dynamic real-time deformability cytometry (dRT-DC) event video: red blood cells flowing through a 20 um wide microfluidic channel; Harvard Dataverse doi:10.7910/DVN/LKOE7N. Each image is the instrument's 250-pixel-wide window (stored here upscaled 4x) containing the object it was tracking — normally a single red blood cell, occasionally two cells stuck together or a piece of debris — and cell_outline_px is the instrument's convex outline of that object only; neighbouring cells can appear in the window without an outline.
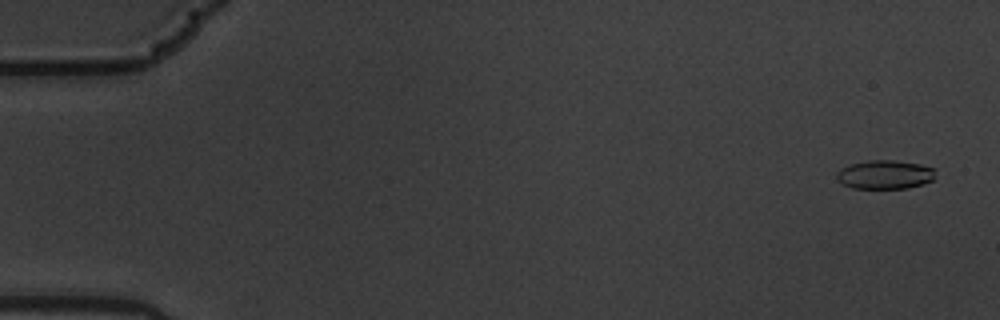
{"species": "common noctule bat (a hibernating species)", "species_latin": "Nyctalus noctula", "temperature_condition": "warm", "stored_images_in_passage": 59, "camera_frame_rate_fps": 3000, "um_per_image_px": 0.085, "animal": {"sex": "male", "body_mass_g": 19.5, "forearm_length_mm": 54.6}, "frame": {"image": 1, "passage_image": 3, "time_ms": 0.667, "image_size_px": [1000, 320], "cell_outline_px": [[936, 168], [932, 180], [908, 188], [852, 188], [844, 184], [836, 176], [836, 172], [840, 168], [848, 164], [868, 160], [892, 160], [920, 164]], "centroid_in_image_um": [75.2, 14.82], "position_along_channel_um": 9.8, "area_um2": 16.53}}
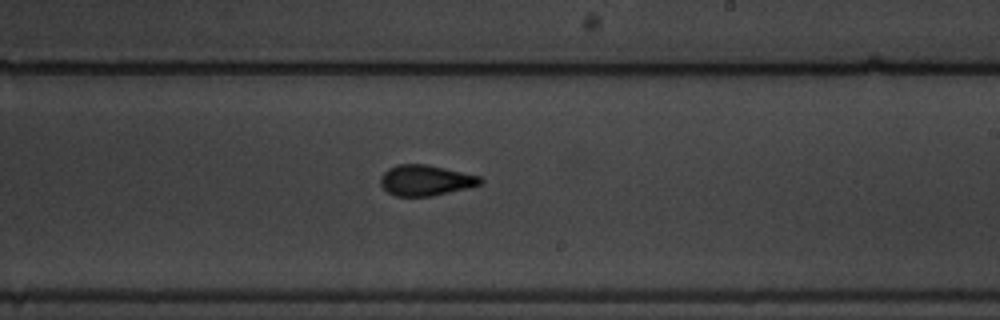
{"frame": {"image": 2, "passage_image": 36, "time_ms": 11.667, "image_size_px": [1000, 320], "cell_outline_px": [[484, 180], [480, 184], [468, 188], [432, 196], [396, 196], [388, 192], [380, 184], [380, 176], [388, 168], [400, 164], [428, 164], [480, 176]], "centroid_in_image_um": [36.17, 15.32], "position_along_channel_um": 252.8, "area_um2": 17.86}}
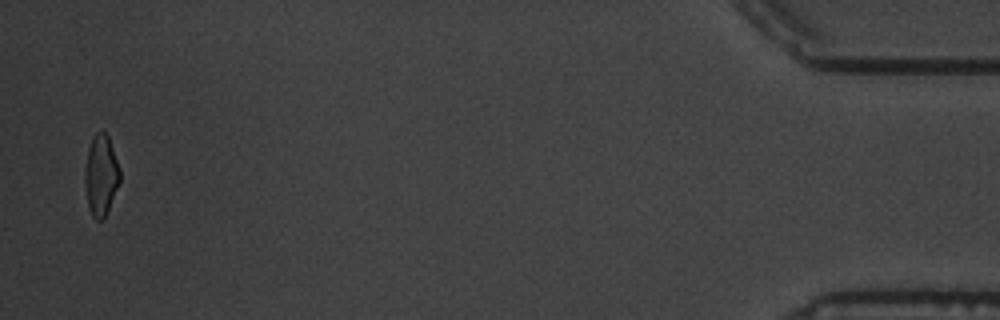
{"frame": {"image": 3, "passage_image": 58, "time_ms": 19.0, "image_size_px": [1000, 320], "cell_outline_px": [[120, 180], [104, 220], [96, 220], [92, 216], [88, 208], [84, 180], [84, 176], [88, 148], [92, 136], [96, 132], [104, 132], [108, 136], [120, 168]], "centroid_in_image_um": [8.57, 14.91], "position_along_channel_um": 426.6, "area_um2": 16.53}, "authors_computed_cell_mechanics": {"area_um2": 17.4556, "velocity_mm_per_s": 3.5212, "shape_relaxation_time_tau1_ms": 4.6181, "shape_relaxation_time_tau2_ms": 1.771, "deformation_change_tau1": 0.153, "deformation_change_tau2": 0.093}}